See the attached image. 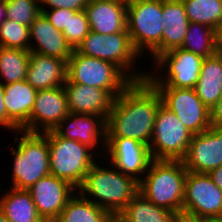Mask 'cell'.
I'll return each mask as SVG.
<instances>
[{
    "label": "cell",
    "mask_w": 222,
    "mask_h": 222,
    "mask_svg": "<svg viewBox=\"0 0 222 222\" xmlns=\"http://www.w3.org/2000/svg\"><path fill=\"white\" fill-rule=\"evenodd\" d=\"M162 99L146 78L133 81L112 104L106 119V137H127L149 146Z\"/></svg>",
    "instance_id": "6da1fadb"
},
{
    "label": "cell",
    "mask_w": 222,
    "mask_h": 222,
    "mask_svg": "<svg viewBox=\"0 0 222 222\" xmlns=\"http://www.w3.org/2000/svg\"><path fill=\"white\" fill-rule=\"evenodd\" d=\"M77 192L110 214H119L139 192V181L111 164L104 168L95 163Z\"/></svg>",
    "instance_id": "7a4b0ae2"
},
{
    "label": "cell",
    "mask_w": 222,
    "mask_h": 222,
    "mask_svg": "<svg viewBox=\"0 0 222 222\" xmlns=\"http://www.w3.org/2000/svg\"><path fill=\"white\" fill-rule=\"evenodd\" d=\"M187 169L181 160H155L139 181V193L153 204L173 211L182 219Z\"/></svg>",
    "instance_id": "3957f363"
},
{
    "label": "cell",
    "mask_w": 222,
    "mask_h": 222,
    "mask_svg": "<svg viewBox=\"0 0 222 222\" xmlns=\"http://www.w3.org/2000/svg\"><path fill=\"white\" fill-rule=\"evenodd\" d=\"M16 132L15 136L18 137H14V142L18 143L11 150L14 155L11 187L27 190L39 179L50 174L48 132Z\"/></svg>",
    "instance_id": "277c9868"
},
{
    "label": "cell",
    "mask_w": 222,
    "mask_h": 222,
    "mask_svg": "<svg viewBox=\"0 0 222 222\" xmlns=\"http://www.w3.org/2000/svg\"><path fill=\"white\" fill-rule=\"evenodd\" d=\"M50 174L67 181L78 190L89 169L97 163L95 153L88 145L58 136L48 131ZM92 151V152H91Z\"/></svg>",
    "instance_id": "5b68a950"
},
{
    "label": "cell",
    "mask_w": 222,
    "mask_h": 222,
    "mask_svg": "<svg viewBox=\"0 0 222 222\" xmlns=\"http://www.w3.org/2000/svg\"><path fill=\"white\" fill-rule=\"evenodd\" d=\"M163 0H127V30L139 54L160 55Z\"/></svg>",
    "instance_id": "8992f818"
},
{
    "label": "cell",
    "mask_w": 222,
    "mask_h": 222,
    "mask_svg": "<svg viewBox=\"0 0 222 222\" xmlns=\"http://www.w3.org/2000/svg\"><path fill=\"white\" fill-rule=\"evenodd\" d=\"M75 51L88 57L113 63L132 81L147 78L148 72L146 71H138V73L134 70L131 71L133 66H135L136 59H139L141 55L134 48L128 30L107 35L90 31Z\"/></svg>",
    "instance_id": "52a82bcc"
},
{
    "label": "cell",
    "mask_w": 222,
    "mask_h": 222,
    "mask_svg": "<svg viewBox=\"0 0 222 222\" xmlns=\"http://www.w3.org/2000/svg\"><path fill=\"white\" fill-rule=\"evenodd\" d=\"M68 83L106 90L114 99L133 81L116 65L73 50L67 62Z\"/></svg>",
    "instance_id": "ba28073f"
},
{
    "label": "cell",
    "mask_w": 222,
    "mask_h": 222,
    "mask_svg": "<svg viewBox=\"0 0 222 222\" xmlns=\"http://www.w3.org/2000/svg\"><path fill=\"white\" fill-rule=\"evenodd\" d=\"M222 217V190L207 173L187 171L182 219L204 222Z\"/></svg>",
    "instance_id": "9c48e42d"
},
{
    "label": "cell",
    "mask_w": 222,
    "mask_h": 222,
    "mask_svg": "<svg viewBox=\"0 0 222 222\" xmlns=\"http://www.w3.org/2000/svg\"><path fill=\"white\" fill-rule=\"evenodd\" d=\"M193 135L172 111L161 104L156 113L149 144L152 159L182 161Z\"/></svg>",
    "instance_id": "30bf717a"
},
{
    "label": "cell",
    "mask_w": 222,
    "mask_h": 222,
    "mask_svg": "<svg viewBox=\"0 0 222 222\" xmlns=\"http://www.w3.org/2000/svg\"><path fill=\"white\" fill-rule=\"evenodd\" d=\"M203 60V57L183 48L172 49L159 55L153 63L156 65L155 69L158 67L157 70H163L165 76L148 71L147 79L156 88H195Z\"/></svg>",
    "instance_id": "8fae6325"
},
{
    "label": "cell",
    "mask_w": 222,
    "mask_h": 222,
    "mask_svg": "<svg viewBox=\"0 0 222 222\" xmlns=\"http://www.w3.org/2000/svg\"><path fill=\"white\" fill-rule=\"evenodd\" d=\"M162 104L172 111L193 134L204 132L210 125V110L199 99L194 88H156Z\"/></svg>",
    "instance_id": "7c38bea8"
},
{
    "label": "cell",
    "mask_w": 222,
    "mask_h": 222,
    "mask_svg": "<svg viewBox=\"0 0 222 222\" xmlns=\"http://www.w3.org/2000/svg\"><path fill=\"white\" fill-rule=\"evenodd\" d=\"M103 152L112 166L137 181L143 178L153 160L148 145L127 137H106Z\"/></svg>",
    "instance_id": "4fadbf2b"
},
{
    "label": "cell",
    "mask_w": 222,
    "mask_h": 222,
    "mask_svg": "<svg viewBox=\"0 0 222 222\" xmlns=\"http://www.w3.org/2000/svg\"><path fill=\"white\" fill-rule=\"evenodd\" d=\"M69 114L63 86L37 91L29 121L20 129L32 133L54 130Z\"/></svg>",
    "instance_id": "5bb4252c"
},
{
    "label": "cell",
    "mask_w": 222,
    "mask_h": 222,
    "mask_svg": "<svg viewBox=\"0 0 222 222\" xmlns=\"http://www.w3.org/2000/svg\"><path fill=\"white\" fill-rule=\"evenodd\" d=\"M27 190L44 222H54L77 191L67 181L51 174L42 177Z\"/></svg>",
    "instance_id": "9a60e30c"
},
{
    "label": "cell",
    "mask_w": 222,
    "mask_h": 222,
    "mask_svg": "<svg viewBox=\"0 0 222 222\" xmlns=\"http://www.w3.org/2000/svg\"><path fill=\"white\" fill-rule=\"evenodd\" d=\"M185 168L194 173H209L222 165V129L208 128L194 134L182 160Z\"/></svg>",
    "instance_id": "2e32d148"
},
{
    "label": "cell",
    "mask_w": 222,
    "mask_h": 222,
    "mask_svg": "<svg viewBox=\"0 0 222 222\" xmlns=\"http://www.w3.org/2000/svg\"><path fill=\"white\" fill-rule=\"evenodd\" d=\"M53 131L58 136L76 140L92 149H97L99 143L102 149L106 146V118L102 116L69 113Z\"/></svg>",
    "instance_id": "e0dca14e"
},
{
    "label": "cell",
    "mask_w": 222,
    "mask_h": 222,
    "mask_svg": "<svg viewBox=\"0 0 222 222\" xmlns=\"http://www.w3.org/2000/svg\"><path fill=\"white\" fill-rule=\"evenodd\" d=\"M84 11L90 31L107 35L127 30V0H89Z\"/></svg>",
    "instance_id": "ac0fdd59"
},
{
    "label": "cell",
    "mask_w": 222,
    "mask_h": 222,
    "mask_svg": "<svg viewBox=\"0 0 222 222\" xmlns=\"http://www.w3.org/2000/svg\"><path fill=\"white\" fill-rule=\"evenodd\" d=\"M63 87L69 113L97 115L107 119L114 98L106 90L67 81Z\"/></svg>",
    "instance_id": "d6986e66"
},
{
    "label": "cell",
    "mask_w": 222,
    "mask_h": 222,
    "mask_svg": "<svg viewBox=\"0 0 222 222\" xmlns=\"http://www.w3.org/2000/svg\"><path fill=\"white\" fill-rule=\"evenodd\" d=\"M29 32L31 53L36 52L62 60H68L72 55L73 49L67 43L63 32L56 29L42 12L31 23Z\"/></svg>",
    "instance_id": "ffe728a7"
},
{
    "label": "cell",
    "mask_w": 222,
    "mask_h": 222,
    "mask_svg": "<svg viewBox=\"0 0 222 222\" xmlns=\"http://www.w3.org/2000/svg\"><path fill=\"white\" fill-rule=\"evenodd\" d=\"M4 104L7 113V128L20 130L30 119L37 90L26 80L4 84Z\"/></svg>",
    "instance_id": "44dd1931"
},
{
    "label": "cell",
    "mask_w": 222,
    "mask_h": 222,
    "mask_svg": "<svg viewBox=\"0 0 222 222\" xmlns=\"http://www.w3.org/2000/svg\"><path fill=\"white\" fill-rule=\"evenodd\" d=\"M67 62L68 60L31 53L26 82L37 91L63 86L67 80Z\"/></svg>",
    "instance_id": "7402d4cb"
},
{
    "label": "cell",
    "mask_w": 222,
    "mask_h": 222,
    "mask_svg": "<svg viewBox=\"0 0 222 222\" xmlns=\"http://www.w3.org/2000/svg\"><path fill=\"white\" fill-rule=\"evenodd\" d=\"M163 31L160 55L175 48H181L189 20L182 0H163Z\"/></svg>",
    "instance_id": "603a6c76"
},
{
    "label": "cell",
    "mask_w": 222,
    "mask_h": 222,
    "mask_svg": "<svg viewBox=\"0 0 222 222\" xmlns=\"http://www.w3.org/2000/svg\"><path fill=\"white\" fill-rule=\"evenodd\" d=\"M194 89L209 110L222 96V60L217 54L204 58L200 77Z\"/></svg>",
    "instance_id": "cb8c5ba5"
},
{
    "label": "cell",
    "mask_w": 222,
    "mask_h": 222,
    "mask_svg": "<svg viewBox=\"0 0 222 222\" xmlns=\"http://www.w3.org/2000/svg\"><path fill=\"white\" fill-rule=\"evenodd\" d=\"M3 195L0 210L9 222H44L28 190L11 187Z\"/></svg>",
    "instance_id": "d4e9b609"
},
{
    "label": "cell",
    "mask_w": 222,
    "mask_h": 222,
    "mask_svg": "<svg viewBox=\"0 0 222 222\" xmlns=\"http://www.w3.org/2000/svg\"><path fill=\"white\" fill-rule=\"evenodd\" d=\"M119 215L127 222H179L180 220L173 211L153 204L139 192Z\"/></svg>",
    "instance_id": "484cf974"
},
{
    "label": "cell",
    "mask_w": 222,
    "mask_h": 222,
    "mask_svg": "<svg viewBox=\"0 0 222 222\" xmlns=\"http://www.w3.org/2000/svg\"><path fill=\"white\" fill-rule=\"evenodd\" d=\"M110 215L107 210L76 192L54 222H107Z\"/></svg>",
    "instance_id": "4316f807"
},
{
    "label": "cell",
    "mask_w": 222,
    "mask_h": 222,
    "mask_svg": "<svg viewBox=\"0 0 222 222\" xmlns=\"http://www.w3.org/2000/svg\"><path fill=\"white\" fill-rule=\"evenodd\" d=\"M30 51L0 47V83L10 84L26 80Z\"/></svg>",
    "instance_id": "83f0119b"
},
{
    "label": "cell",
    "mask_w": 222,
    "mask_h": 222,
    "mask_svg": "<svg viewBox=\"0 0 222 222\" xmlns=\"http://www.w3.org/2000/svg\"><path fill=\"white\" fill-rule=\"evenodd\" d=\"M181 48L203 58L214 56L216 54L215 29L204 24L190 22Z\"/></svg>",
    "instance_id": "f1b7e54d"
},
{
    "label": "cell",
    "mask_w": 222,
    "mask_h": 222,
    "mask_svg": "<svg viewBox=\"0 0 222 222\" xmlns=\"http://www.w3.org/2000/svg\"><path fill=\"white\" fill-rule=\"evenodd\" d=\"M189 22L213 29L222 23V0H182Z\"/></svg>",
    "instance_id": "f546056e"
},
{
    "label": "cell",
    "mask_w": 222,
    "mask_h": 222,
    "mask_svg": "<svg viewBox=\"0 0 222 222\" xmlns=\"http://www.w3.org/2000/svg\"><path fill=\"white\" fill-rule=\"evenodd\" d=\"M0 47L17 48L29 51V27L6 19L0 26Z\"/></svg>",
    "instance_id": "4dcf8cb0"
},
{
    "label": "cell",
    "mask_w": 222,
    "mask_h": 222,
    "mask_svg": "<svg viewBox=\"0 0 222 222\" xmlns=\"http://www.w3.org/2000/svg\"><path fill=\"white\" fill-rule=\"evenodd\" d=\"M40 12L39 0H7V20L30 27Z\"/></svg>",
    "instance_id": "1f68e13d"
},
{
    "label": "cell",
    "mask_w": 222,
    "mask_h": 222,
    "mask_svg": "<svg viewBox=\"0 0 222 222\" xmlns=\"http://www.w3.org/2000/svg\"><path fill=\"white\" fill-rule=\"evenodd\" d=\"M67 43L75 50L90 32L89 22L84 10L69 13L67 28L63 31Z\"/></svg>",
    "instance_id": "d6a6232c"
},
{
    "label": "cell",
    "mask_w": 222,
    "mask_h": 222,
    "mask_svg": "<svg viewBox=\"0 0 222 222\" xmlns=\"http://www.w3.org/2000/svg\"><path fill=\"white\" fill-rule=\"evenodd\" d=\"M41 12L46 16L48 21L58 30L63 31L68 26L69 13H76L77 11L67 8H55L46 10L40 5Z\"/></svg>",
    "instance_id": "836d02e7"
},
{
    "label": "cell",
    "mask_w": 222,
    "mask_h": 222,
    "mask_svg": "<svg viewBox=\"0 0 222 222\" xmlns=\"http://www.w3.org/2000/svg\"><path fill=\"white\" fill-rule=\"evenodd\" d=\"M89 0H39V3L44 4L50 9L67 8L74 11L84 10Z\"/></svg>",
    "instance_id": "e575fe53"
},
{
    "label": "cell",
    "mask_w": 222,
    "mask_h": 222,
    "mask_svg": "<svg viewBox=\"0 0 222 222\" xmlns=\"http://www.w3.org/2000/svg\"><path fill=\"white\" fill-rule=\"evenodd\" d=\"M210 125L212 128L222 129V96L210 110Z\"/></svg>",
    "instance_id": "d590c367"
},
{
    "label": "cell",
    "mask_w": 222,
    "mask_h": 222,
    "mask_svg": "<svg viewBox=\"0 0 222 222\" xmlns=\"http://www.w3.org/2000/svg\"><path fill=\"white\" fill-rule=\"evenodd\" d=\"M0 126L7 129V113L4 104V89L0 83Z\"/></svg>",
    "instance_id": "8d00e7d4"
},
{
    "label": "cell",
    "mask_w": 222,
    "mask_h": 222,
    "mask_svg": "<svg viewBox=\"0 0 222 222\" xmlns=\"http://www.w3.org/2000/svg\"><path fill=\"white\" fill-rule=\"evenodd\" d=\"M208 174L212 181L222 190V165L210 171Z\"/></svg>",
    "instance_id": "74e56055"
},
{
    "label": "cell",
    "mask_w": 222,
    "mask_h": 222,
    "mask_svg": "<svg viewBox=\"0 0 222 222\" xmlns=\"http://www.w3.org/2000/svg\"><path fill=\"white\" fill-rule=\"evenodd\" d=\"M215 48L222 50V23L215 28Z\"/></svg>",
    "instance_id": "f35d334b"
},
{
    "label": "cell",
    "mask_w": 222,
    "mask_h": 222,
    "mask_svg": "<svg viewBox=\"0 0 222 222\" xmlns=\"http://www.w3.org/2000/svg\"><path fill=\"white\" fill-rule=\"evenodd\" d=\"M6 7H7V0H0V26L6 20Z\"/></svg>",
    "instance_id": "ab89813d"
},
{
    "label": "cell",
    "mask_w": 222,
    "mask_h": 222,
    "mask_svg": "<svg viewBox=\"0 0 222 222\" xmlns=\"http://www.w3.org/2000/svg\"><path fill=\"white\" fill-rule=\"evenodd\" d=\"M107 222H127V221L124 218H122L119 214H111Z\"/></svg>",
    "instance_id": "60d3db41"
},
{
    "label": "cell",
    "mask_w": 222,
    "mask_h": 222,
    "mask_svg": "<svg viewBox=\"0 0 222 222\" xmlns=\"http://www.w3.org/2000/svg\"><path fill=\"white\" fill-rule=\"evenodd\" d=\"M204 222H222V217L209 219V220H206Z\"/></svg>",
    "instance_id": "b9f144b4"
},
{
    "label": "cell",
    "mask_w": 222,
    "mask_h": 222,
    "mask_svg": "<svg viewBox=\"0 0 222 222\" xmlns=\"http://www.w3.org/2000/svg\"><path fill=\"white\" fill-rule=\"evenodd\" d=\"M0 222H9L1 210H0Z\"/></svg>",
    "instance_id": "7bdbcfd3"
},
{
    "label": "cell",
    "mask_w": 222,
    "mask_h": 222,
    "mask_svg": "<svg viewBox=\"0 0 222 222\" xmlns=\"http://www.w3.org/2000/svg\"><path fill=\"white\" fill-rule=\"evenodd\" d=\"M216 54L219 56V58L222 60V50H216Z\"/></svg>",
    "instance_id": "ee69618b"
},
{
    "label": "cell",
    "mask_w": 222,
    "mask_h": 222,
    "mask_svg": "<svg viewBox=\"0 0 222 222\" xmlns=\"http://www.w3.org/2000/svg\"><path fill=\"white\" fill-rule=\"evenodd\" d=\"M179 222H190V221H186V220L180 219Z\"/></svg>",
    "instance_id": "f6af8a7d"
}]
</instances>
